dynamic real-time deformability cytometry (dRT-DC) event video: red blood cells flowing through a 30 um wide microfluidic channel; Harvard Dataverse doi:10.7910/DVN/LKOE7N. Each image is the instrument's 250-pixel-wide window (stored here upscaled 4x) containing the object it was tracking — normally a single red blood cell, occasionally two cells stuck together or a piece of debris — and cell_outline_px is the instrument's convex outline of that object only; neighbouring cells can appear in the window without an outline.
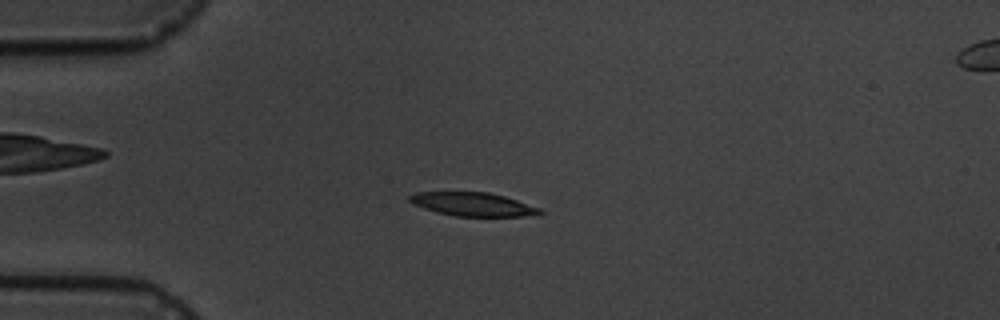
{"species": "common noctule bat (a hibernating species)", "species_latin": "Nyctalus noctula", "temperature_condition": "cold", "stored_images_in_passage": 6, "camera_frame_rate_fps": 3000, "um_per_image_px": 0.085, "animal": {"sex": "male", "body_mass_g": 19.5, "forearm_length_mm": 54.6}, "frame": {"image": 1, "passage_image": 4, "time_ms": 3.333, "image_size_px": [1000, 320], "cell_outline_px": [[544, 212], [540, 216], [456, 216], [436, 212], [412, 204], [408, 200], [408, 196], [416, 192], [488, 192], [504, 196], [540, 208]], "centroid_in_image_um": [40.21, 17.37], "position_along_channel_um": 44.8, "area_um2": 17.98}}
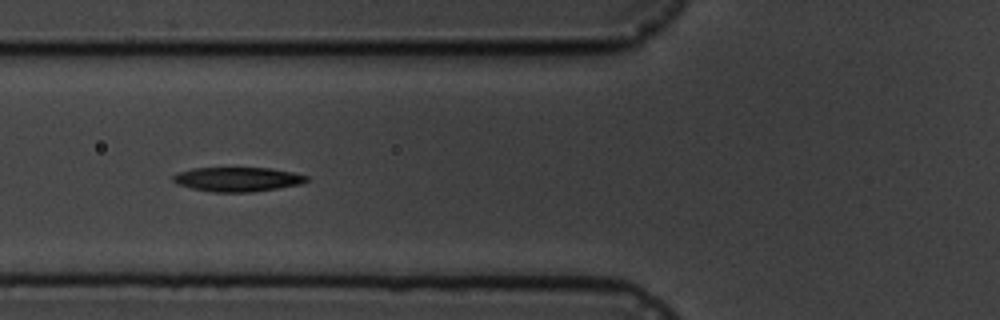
{"frame": {"image": 2, "passage_image": 6, "time_ms": 5.667, "image_size_px": [1000, 320], "cell_outline_px": [[308, 180], [300, 184], [252, 192], [212, 192], [192, 188], [176, 184], [172, 180], [172, 176], [180, 172], [192, 168], [272, 168], [292, 172], [308, 176]], "centroid_in_image_um": [20.17, 15.24], "position_along_channel_um": 105.6, "area_um2": 18.84}}